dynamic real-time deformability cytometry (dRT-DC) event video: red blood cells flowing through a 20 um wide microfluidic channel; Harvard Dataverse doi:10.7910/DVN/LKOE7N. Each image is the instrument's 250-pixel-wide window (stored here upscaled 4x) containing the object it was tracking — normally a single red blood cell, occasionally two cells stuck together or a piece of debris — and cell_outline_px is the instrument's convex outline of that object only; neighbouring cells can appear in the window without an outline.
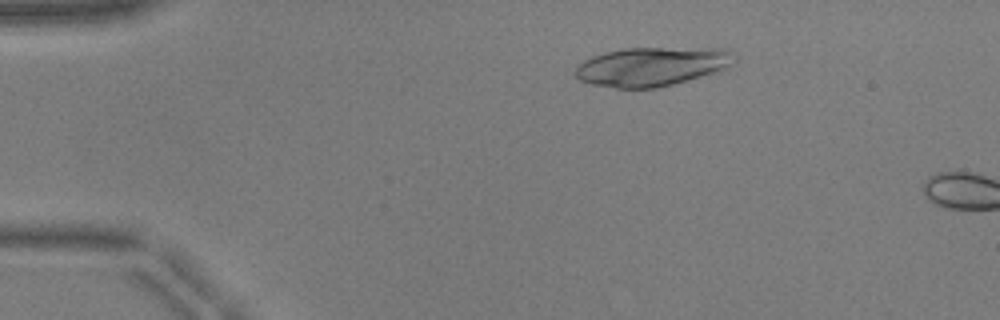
{"species": "common noctule bat (a hibernating species)", "species_latin": "Nyctalus noctula", "temperature_condition": "warm", "stored_images_in_passage": 12, "camera_frame_rate_fps": 3000, "um_per_image_px": 0.085, "animal": {"sex": "male", "body_mass_g": 17.9, "forearm_length_mm": 54.2}, "frame": {"image": 1, "passage_image": 9, "time_ms": 2.667, "image_size_px": [1000, 320], "cell_outline_px": [[736, 64], [716, 72], [672, 84], [656, 88], [616, 88], [592, 84], [580, 80], [576, 76], [576, 68], [584, 60], [592, 56], [604, 52], [624, 48], [724, 48], [736, 52]], "centroid_in_image_um": [55.47, 5.64], "position_along_channel_um": 29.5, "area_um2": 36.3}}